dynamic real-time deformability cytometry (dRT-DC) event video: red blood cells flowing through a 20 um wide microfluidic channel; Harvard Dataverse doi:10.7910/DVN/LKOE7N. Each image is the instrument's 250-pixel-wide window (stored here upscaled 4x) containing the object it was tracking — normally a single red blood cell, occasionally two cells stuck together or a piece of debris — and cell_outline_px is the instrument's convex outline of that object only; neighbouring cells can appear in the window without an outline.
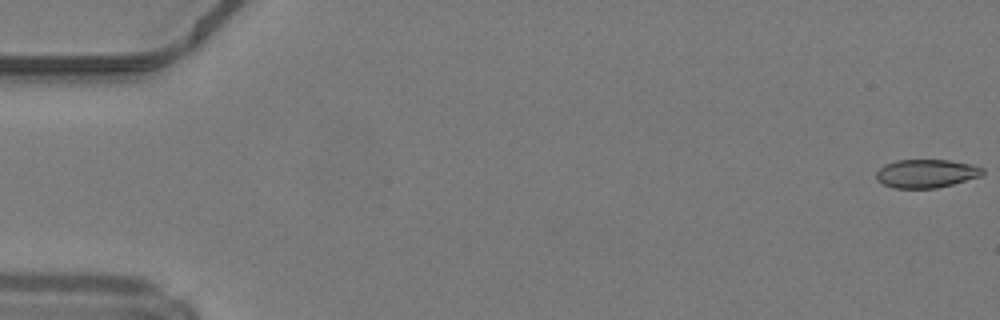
{"species": "common noctule bat (a hibernating species)", "species_latin": "Nyctalus noctula", "temperature_condition": "warm", "stored_images_in_passage": 49, "camera_frame_rate_fps": 3000, "um_per_image_px": 0.085, "animal": {"sex": "male", "body_mass_g": 19.2, "forearm_length_mm": 51.8}, "frame": {"image": 1, "passage_image": 1, "time_ms": 0.0, "image_size_px": [1000, 320], "cell_outline_px": [[984, 172], [980, 176], [952, 184], [936, 188], [892, 188], [876, 180], [876, 172], [884, 164], [896, 160], [948, 160], [972, 164], [984, 168]], "centroid_in_image_um": [78.71, 14.74], "position_along_channel_um": 6.3, "area_um2": 17.63}}
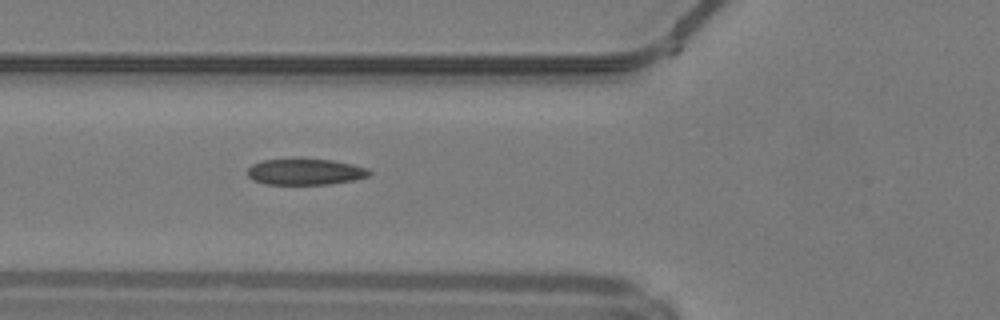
{"frame": {"image": 2, "passage_image": 19, "time_ms": 6.0, "image_size_px": [1000, 320], "cell_outline_px": [[372, 172], [368, 176], [352, 180], [328, 184], [264, 184], [252, 180], [248, 176], [248, 168], [252, 164], [264, 160], [332, 160], [352, 164], [368, 168]], "centroid_in_image_um": [25.94, 14.62], "position_along_channel_um": 99.9, "area_um2": 18.21}}
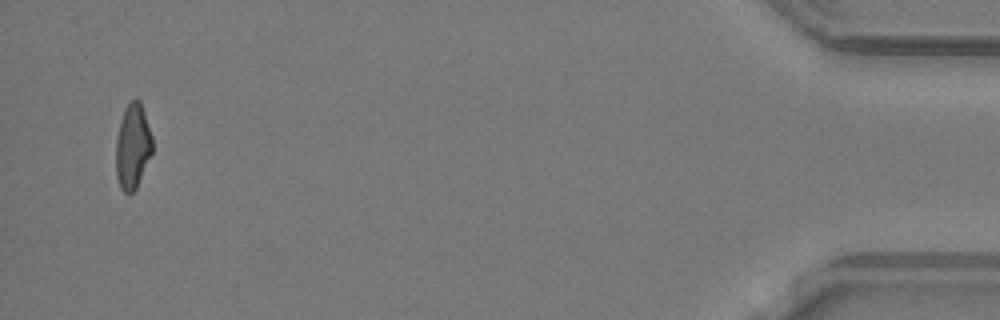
{"frame": {"image": 3, "passage_image": 48, "time_ms": 15.667, "image_size_px": [1000, 320], "cell_outline_px": [[152, 152], [136, 188], [132, 192], [124, 192], [120, 188], [116, 176], [116, 140], [120, 120], [124, 108], [132, 100], [140, 100], [152, 136]], "centroid_in_image_um": [11.26, 12.44], "position_along_channel_um": 423.9, "area_um2": 17.92}, "authors_computed_cell_mechanics": {"area_um2": 18.6694, "velocity_mm_per_s": 4.2406, "shape_relaxation_time_tau1_ms": null, "shape_relaxation_time_tau2_ms": 1.5485, "deformation_change_tau1": null, "deformation_change_tau2": 0.0798}}